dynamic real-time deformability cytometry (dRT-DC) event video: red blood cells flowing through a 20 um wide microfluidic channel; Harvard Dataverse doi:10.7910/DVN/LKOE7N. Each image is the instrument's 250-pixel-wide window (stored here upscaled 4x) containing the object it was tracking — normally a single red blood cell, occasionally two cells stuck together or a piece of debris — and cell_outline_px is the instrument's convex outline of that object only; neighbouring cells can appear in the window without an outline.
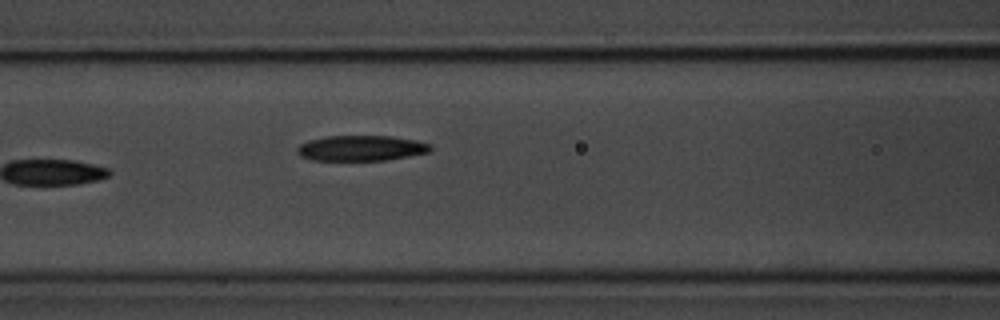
{"species": "common noctule bat (a hibernating species)", "species_latin": "Nyctalus noctula", "temperature_condition": "room temperature", "stored_images_in_passage": 8, "camera_frame_rate_fps": 3000, "um_per_image_px": 0.085, "animal": {"sex": "male", "body_mass_g": 20.1, "forearm_length_mm": 53.5}, "frame": {"image": 1, "passage_image": 8, "time_ms": 8.333, "image_size_px": [1000, 320], "cell_outline_px": [[432, 148], [428, 152], [408, 156], [384, 160], [312, 160], [300, 156], [296, 152], [296, 148], [300, 144], [308, 140], [324, 136], [392, 136], [416, 140], [432, 144]], "centroid_in_image_um": [30.67, 12.58], "position_along_channel_um": 135.9, "area_um2": 19.83}}